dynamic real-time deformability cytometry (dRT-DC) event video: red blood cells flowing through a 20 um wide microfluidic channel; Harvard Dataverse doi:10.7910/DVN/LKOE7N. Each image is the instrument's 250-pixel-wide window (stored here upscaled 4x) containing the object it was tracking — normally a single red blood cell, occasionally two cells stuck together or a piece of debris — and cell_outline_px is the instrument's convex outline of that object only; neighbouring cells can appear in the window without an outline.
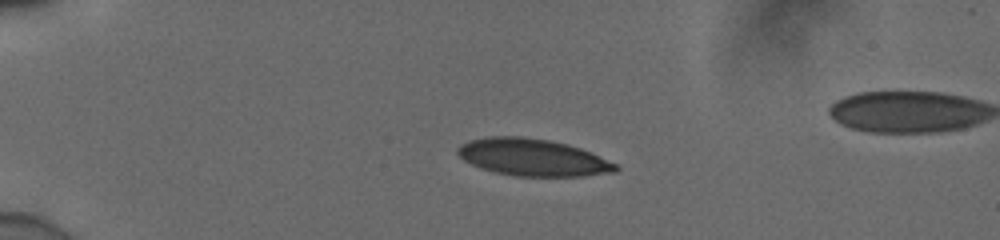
{"species": "human", "species_latin": "Homo sapiens", "temperature_condition": "cold", "stored_images_in_passage": 41, "camera_frame_rate_fps": 3000, "um_per_image_px": 0.085, "donor": {"sex": "male"}, "frame": {"image": 1, "passage_image": 1, "time_ms": 0.0, "image_size_px": [1000, 240], "cell_outline_px": [[620, 168], [616, 172], [584, 176], [516, 176], [496, 172], [480, 168], [464, 160], [456, 152], [456, 148], [460, 144], [472, 140], [492, 136], [520, 136], [548, 140], [568, 144], [580, 148], [616, 164]], "centroid_in_image_um": [45.27, 13.38], "position_along_channel_um": 39.7, "area_um2": 33.93}}
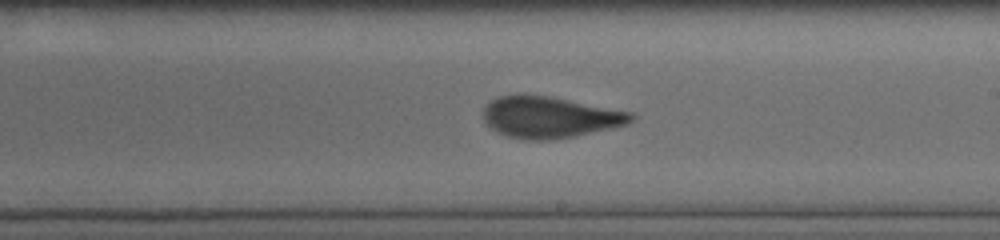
{"frame": {"image": 2, "passage_image": 21, "time_ms": 6.667, "image_size_px": [1000, 240], "cell_outline_px": [[636, 116], [628, 124], [576, 136], [548, 140], [528, 140], [508, 136], [496, 132], [484, 120], [484, 108], [492, 100], [500, 96], [544, 96], [632, 112]], "centroid_in_image_um": [46.75, 9.99], "position_along_channel_um": 242.3, "area_um2": 34.8}}
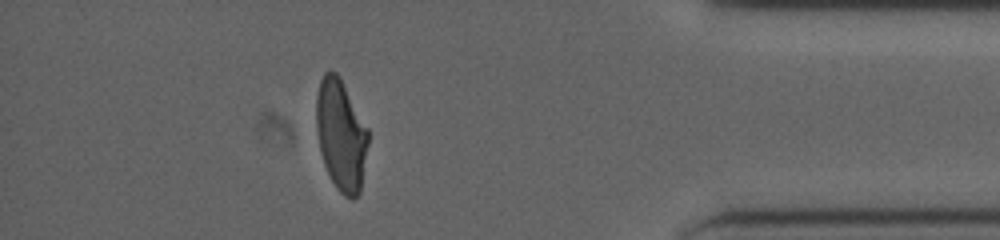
{"frame": {"image": 3, "passage_image": 36, "time_ms": 11.667, "image_size_px": [1000, 240], "cell_outline_px": [[368, 144], [360, 192], [352, 200], [344, 196], [336, 188], [324, 164], [320, 152], [316, 132], [316, 96], [320, 80], [324, 72], [336, 72], [340, 76], [368, 128]], "centroid_in_image_um": [28.98, 11.47], "position_along_channel_um": 406.2, "area_um2": 33.76}, "authors_computed_cell_mechanics": {"area_um2": 35.1424, "velocity_mm_per_s": 3.9061, "shape_relaxation_time_tau1_ms": 11.2037, "shape_relaxation_time_tau2_ms": 1.044, "deformation_change_tau1": 0.2962, "deformation_change_tau2": 0.0653}}